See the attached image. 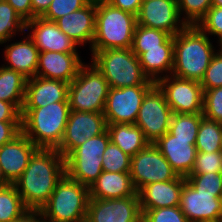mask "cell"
Returning <instances> with one entry per match:
<instances>
[{
    "label": "cell",
    "mask_w": 222,
    "mask_h": 222,
    "mask_svg": "<svg viewBox=\"0 0 222 222\" xmlns=\"http://www.w3.org/2000/svg\"><path fill=\"white\" fill-rule=\"evenodd\" d=\"M21 133V122L0 121V147Z\"/></svg>",
    "instance_id": "44"
},
{
    "label": "cell",
    "mask_w": 222,
    "mask_h": 222,
    "mask_svg": "<svg viewBox=\"0 0 222 222\" xmlns=\"http://www.w3.org/2000/svg\"><path fill=\"white\" fill-rule=\"evenodd\" d=\"M70 111L69 102L23 107L21 132L38 148L57 149L63 140Z\"/></svg>",
    "instance_id": "3"
},
{
    "label": "cell",
    "mask_w": 222,
    "mask_h": 222,
    "mask_svg": "<svg viewBox=\"0 0 222 222\" xmlns=\"http://www.w3.org/2000/svg\"><path fill=\"white\" fill-rule=\"evenodd\" d=\"M172 113L202 114L204 91L200 82L168 75L156 82Z\"/></svg>",
    "instance_id": "10"
},
{
    "label": "cell",
    "mask_w": 222,
    "mask_h": 222,
    "mask_svg": "<svg viewBox=\"0 0 222 222\" xmlns=\"http://www.w3.org/2000/svg\"><path fill=\"white\" fill-rule=\"evenodd\" d=\"M65 174V158L57 149L38 148L13 184L24 205L30 211H39Z\"/></svg>",
    "instance_id": "1"
},
{
    "label": "cell",
    "mask_w": 222,
    "mask_h": 222,
    "mask_svg": "<svg viewBox=\"0 0 222 222\" xmlns=\"http://www.w3.org/2000/svg\"><path fill=\"white\" fill-rule=\"evenodd\" d=\"M38 222H45V221L41 218V216L39 215V212H38Z\"/></svg>",
    "instance_id": "52"
},
{
    "label": "cell",
    "mask_w": 222,
    "mask_h": 222,
    "mask_svg": "<svg viewBox=\"0 0 222 222\" xmlns=\"http://www.w3.org/2000/svg\"><path fill=\"white\" fill-rule=\"evenodd\" d=\"M172 35L168 32L136 25L131 50L138 57L145 49L160 48Z\"/></svg>",
    "instance_id": "31"
},
{
    "label": "cell",
    "mask_w": 222,
    "mask_h": 222,
    "mask_svg": "<svg viewBox=\"0 0 222 222\" xmlns=\"http://www.w3.org/2000/svg\"><path fill=\"white\" fill-rule=\"evenodd\" d=\"M195 146L197 152L222 151V123L203 117L198 129Z\"/></svg>",
    "instance_id": "30"
},
{
    "label": "cell",
    "mask_w": 222,
    "mask_h": 222,
    "mask_svg": "<svg viewBox=\"0 0 222 222\" xmlns=\"http://www.w3.org/2000/svg\"><path fill=\"white\" fill-rule=\"evenodd\" d=\"M186 179L177 176L171 181L147 184L138 191L141 209H156L179 206Z\"/></svg>",
    "instance_id": "21"
},
{
    "label": "cell",
    "mask_w": 222,
    "mask_h": 222,
    "mask_svg": "<svg viewBox=\"0 0 222 222\" xmlns=\"http://www.w3.org/2000/svg\"><path fill=\"white\" fill-rule=\"evenodd\" d=\"M90 1L91 0H53L47 11L41 17L49 21H56L64 15L81 9Z\"/></svg>",
    "instance_id": "41"
},
{
    "label": "cell",
    "mask_w": 222,
    "mask_h": 222,
    "mask_svg": "<svg viewBox=\"0 0 222 222\" xmlns=\"http://www.w3.org/2000/svg\"><path fill=\"white\" fill-rule=\"evenodd\" d=\"M136 25L135 15L96 0L95 33L89 50L131 48Z\"/></svg>",
    "instance_id": "4"
},
{
    "label": "cell",
    "mask_w": 222,
    "mask_h": 222,
    "mask_svg": "<svg viewBox=\"0 0 222 222\" xmlns=\"http://www.w3.org/2000/svg\"><path fill=\"white\" fill-rule=\"evenodd\" d=\"M25 31L26 21L6 0H0V45Z\"/></svg>",
    "instance_id": "32"
},
{
    "label": "cell",
    "mask_w": 222,
    "mask_h": 222,
    "mask_svg": "<svg viewBox=\"0 0 222 222\" xmlns=\"http://www.w3.org/2000/svg\"><path fill=\"white\" fill-rule=\"evenodd\" d=\"M32 30L28 36L33 40L39 52L78 53L77 43L63 33L55 21L42 17L26 21V31Z\"/></svg>",
    "instance_id": "16"
},
{
    "label": "cell",
    "mask_w": 222,
    "mask_h": 222,
    "mask_svg": "<svg viewBox=\"0 0 222 222\" xmlns=\"http://www.w3.org/2000/svg\"><path fill=\"white\" fill-rule=\"evenodd\" d=\"M103 157H66L65 172L72 180L90 187L102 173Z\"/></svg>",
    "instance_id": "27"
},
{
    "label": "cell",
    "mask_w": 222,
    "mask_h": 222,
    "mask_svg": "<svg viewBox=\"0 0 222 222\" xmlns=\"http://www.w3.org/2000/svg\"><path fill=\"white\" fill-rule=\"evenodd\" d=\"M222 173V151L197 152L190 174Z\"/></svg>",
    "instance_id": "39"
},
{
    "label": "cell",
    "mask_w": 222,
    "mask_h": 222,
    "mask_svg": "<svg viewBox=\"0 0 222 222\" xmlns=\"http://www.w3.org/2000/svg\"><path fill=\"white\" fill-rule=\"evenodd\" d=\"M110 141L130 157L143 150L149 142L135 124H107Z\"/></svg>",
    "instance_id": "26"
},
{
    "label": "cell",
    "mask_w": 222,
    "mask_h": 222,
    "mask_svg": "<svg viewBox=\"0 0 222 222\" xmlns=\"http://www.w3.org/2000/svg\"><path fill=\"white\" fill-rule=\"evenodd\" d=\"M91 54V63L103 74L109 87L156 85L143 73L139 58L131 48L91 51Z\"/></svg>",
    "instance_id": "6"
},
{
    "label": "cell",
    "mask_w": 222,
    "mask_h": 222,
    "mask_svg": "<svg viewBox=\"0 0 222 222\" xmlns=\"http://www.w3.org/2000/svg\"><path fill=\"white\" fill-rule=\"evenodd\" d=\"M173 52L174 36L165 44L160 45V48L145 49V52L138 57L143 73L155 83L159 79L171 75Z\"/></svg>",
    "instance_id": "25"
},
{
    "label": "cell",
    "mask_w": 222,
    "mask_h": 222,
    "mask_svg": "<svg viewBox=\"0 0 222 222\" xmlns=\"http://www.w3.org/2000/svg\"><path fill=\"white\" fill-rule=\"evenodd\" d=\"M115 8L129 12L135 16L139 13L142 0H105Z\"/></svg>",
    "instance_id": "47"
},
{
    "label": "cell",
    "mask_w": 222,
    "mask_h": 222,
    "mask_svg": "<svg viewBox=\"0 0 222 222\" xmlns=\"http://www.w3.org/2000/svg\"><path fill=\"white\" fill-rule=\"evenodd\" d=\"M14 222H38V211H30L22 219Z\"/></svg>",
    "instance_id": "49"
},
{
    "label": "cell",
    "mask_w": 222,
    "mask_h": 222,
    "mask_svg": "<svg viewBox=\"0 0 222 222\" xmlns=\"http://www.w3.org/2000/svg\"><path fill=\"white\" fill-rule=\"evenodd\" d=\"M178 12L187 25H197L212 7V0H177Z\"/></svg>",
    "instance_id": "35"
},
{
    "label": "cell",
    "mask_w": 222,
    "mask_h": 222,
    "mask_svg": "<svg viewBox=\"0 0 222 222\" xmlns=\"http://www.w3.org/2000/svg\"><path fill=\"white\" fill-rule=\"evenodd\" d=\"M203 91L222 87V51L217 50L200 82Z\"/></svg>",
    "instance_id": "42"
},
{
    "label": "cell",
    "mask_w": 222,
    "mask_h": 222,
    "mask_svg": "<svg viewBox=\"0 0 222 222\" xmlns=\"http://www.w3.org/2000/svg\"><path fill=\"white\" fill-rule=\"evenodd\" d=\"M96 18V0H91L86 6L57 19L59 29L69 38L84 46L89 43L90 49L94 40Z\"/></svg>",
    "instance_id": "18"
},
{
    "label": "cell",
    "mask_w": 222,
    "mask_h": 222,
    "mask_svg": "<svg viewBox=\"0 0 222 222\" xmlns=\"http://www.w3.org/2000/svg\"><path fill=\"white\" fill-rule=\"evenodd\" d=\"M68 86L62 80L39 76L28 79L23 107H44L55 102H68Z\"/></svg>",
    "instance_id": "22"
},
{
    "label": "cell",
    "mask_w": 222,
    "mask_h": 222,
    "mask_svg": "<svg viewBox=\"0 0 222 222\" xmlns=\"http://www.w3.org/2000/svg\"><path fill=\"white\" fill-rule=\"evenodd\" d=\"M52 1L53 0H31L33 19L35 17H41L47 11Z\"/></svg>",
    "instance_id": "48"
},
{
    "label": "cell",
    "mask_w": 222,
    "mask_h": 222,
    "mask_svg": "<svg viewBox=\"0 0 222 222\" xmlns=\"http://www.w3.org/2000/svg\"><path fill=\"white\" fill-rule=\"evenodd\" d=\"M107 129L103 113L71 110L63 140L57 150L66 158L87 139L102 134Z\"/></svg>",
    "instance_id": "12"
},
{
    "label": "cell",
    "mask_w": 222,
    "mask_h": 222,
    "mask_svg": "<svg viewBox=\"0 0 222 222\" xmlns=\"http://www.w3.org/2000/svg\"><path fill=\"white\" fill-rule=\"evenodd\" d=\"M89 200V187L65 174L38 212L45 222H85Z\"/></svg>",
    "instance_id": "5"
},
{
    "label": "cell",
    "mask_w": 222,
    "mask_h": 222,
    "mask_svg": "<svg viewBox=\"0 0 222 222\" xmlns=\"http://www.w3.org/2000/svg\"><path fill=\"white\" fill-rule=\"evenodd\" d=\"M85 222H142L139 196L90 199Z\"/></svg>",
    "instance_id": "13"
},
{
    "label": "cell",
    "mask_w": 222,
    "mask_h": 222,
    "mask_svg": "<svg viewBox=\"0 0 222 222\" xmlns=\"http://www.w3.org/2000/svg\"><path fill=\"white\" fill-rule=\"evenodd\" d=\"M203 117L222 123V87L204 91Z\"/></svg>",
    "instance_id": "40"
},
{
    "label": "cell",
    "mask_w": 222,
    "mask_h": 222,
    "mask_svg": "<svg viewBox=\"0 0 222 222\" xmlns=\"http://www.w3.org/2000/svg\"><path fill=\"white\" fill-rule=\"evenodd\" d=\"M212 7H222V0H212Z\"/></svg>",
    "instance_id": "51"
},
{
    "label": "cell",
    "mask_w": 222,
    "mask_h": 222,
    "mask_svg": "<svg viewBox=\"0 0 222 222\" xmlns=\"http://www.w3.org/2000/svg\"><path fill=\"white\" fill-rule=\"evenodd\" d=\"M4 57L7 65L3 66L13 69L27 79L36 76L38 68L39 51L33 40L27 35L24 40L10 43L5 47Z\"/></svg>",
    "instance_id": "24"
},
{
    "label": "cell",
    "mask_w": 222,
    "mask_h": 222,
    "mask_svg": "<svg viewBox=\"0 0 222 222\" xmlns=\"http://www.w3.org/2000/svg\"><path fill=\"white\" fill-rule=\"evenodd\" d=\"M38 147L22 132L0 147V166L5 179L13 184L23 173Z\"/></svg>",
    "instance_id": "17"
},
{
    "label": "cell",
    "mask_w": 222,
    "mask_h": 222,
    "mask_svg": "<svg viewBox=\"0 0 222 222\" xmlns=\"http://www.w3.org/2000/svg\"><path fill=\"white\" fill-rule=\"evenodd\" d=\"M10 183L5 179L2 170H1V166H0V187H4L9 185Z\"/></svg>",
    "instance_id": "50"
},
{
    "label": "cell",
    "mask_w": 222,
    "mask_h": 222,
    "mask_svg": "<svg viewBox=\"0 0 222 222\" xmlns=\"http://www.w3.org/2000/svg\"><path fill=\"white\" fill-rule=\"evenodd\" d=\"M90 199H118L139 196L130 172H105L89 187Z\"/></svg>",
    "instance_id": "23"
},
{
    "label": "cell",
    "mask_w": 222,
    "mask_h": 222,
    "mask_svg": "<svg viewBox=\"0 0 222 222\" xmlns=\"http://www.w3.org/2000/svg\"><path fill=\"white\" fill-rule=\"evenodd\" d=\"M218 46H220V50L222 51V40L219 42V45Z\"/></svg>",
    "instance_id": "53"
},
{
    "label": "cell",
    "mask_w": 222,
    "mask_h": 222,
    "mask_svg": "<svg viewBox=\"0 0 222 222\" xmlns=\"http://www.w3.org/2000/svg\"><path fill=\"white\" fill-rule=\"evenodd\" d=\"M79 53L39 52L36 76L70 84L84 64Z\"/></svg>",
    "instance_id": "19"
},
{
    "label": "cell",
    "mask_w": 222,
    "mask_h": 222,
    "mask_svg": "<svg viewBox=\"0 0 222 222\" xmlns=\"http://www.w3.org/2000/svg\"><path fill=\"white\" fill-rule=\"evenodd\" d=\"M154 86L110 87L103 111L106 123L135 124L143 99Z\"/></svg>",
    "instance_id": "8"
},
{
    "label": "cell",
    "mask_w": 222,
    "mask_h": 222,
    "mask_svg": "<svg viewBox=\"0 0 222 222\" xmlns=\"http://www.w3.org/2000/svg\"><path fill=\"white\" fill-rule=\"evenodd\" d=\"M109 142L110 136L106 129L102 134L87 139L86 142L75 148L67 157H103Z\"/></svg>",
    "instance_id": "37"
},
{
    "label": "cell",
    "mask_w": 222,
    "mask_h": 222,
    "mask_svg": "<svg viewBox=\"0 0 222 222\" xmlns=\"http://www.w3.org/2000/svg\"><path fill=\"white\" fill-rule=\"evenodd\" d=\"M131 157L111 141L103 154L102 169L105 172H130Z\"/></svg>",
    "instance_id": "34"
},
{
    "label": "cell",
    "mask_w": 222,
    "mask_h": 222,
    "mask_svg": "<svg viewBox=\"0 0 222 222\" xmlns=\"http://www.w3.org/2000/svg\"><path fill=\"white\" fill-rule=\"evenodd\" d=\"M209 36L197 25H187L174 36L173 76L201 82L216 53Z\"/></svg>",
    "instance_id": "2"
},
{
    "label": "cell",
    "mask_w": 222,
    "mask_h": 222,
    "mask_svg": "<svg viewBox=\"0 0 222 222\" xmlns=\"http://www.w3.org/2000/svg\"><path fill=\"white\" fill-rule=\"evenodd\" d=\"M185 179L197 192L222 198V173L189 174Z\"/></svg>",
    "instance_id": "36"
},
{
    "label": "cell",
    "mask_w": 222,
    "mask_h": 222,
    "mask_svg": "<svg viewBox=\"0 0 222 222\" xmlns=\"http://www.w3.org/2000/svg\"><path fill=\"white\" fill-rule=\"evenodd\" d=\"M136 19L138 25L162 30L172 36H175L187 26L179 15L177 0L144 1Z\"/></svg>",
    "instance_id": "14"
},
{
    "label": "cell",
    "mask_w": 222,
    "mask_h": 222,
    "mask_svg": "<svg viewBox=\"0 0 222 222\" xmlns=\"http://www.w3.org/2000/svg\"><path fill=\"white\" fill-rule=\"evenodd\" d=\"M197 26L208 36H217L219 43L222 40V7H211Z\"/></svg>",
    "instance_id": "43"
},
{
    "label": "cell",
    "mask_w": 222,
    "mask_h": 222,
    "mask_svg": "<svg viewBox=\"0 0 222 222\" xmlns=\"http://www.w3.org/2000/svg\"><path fill=\"white\" fill-rule=\"evenodd\" d=\"M172 114L165 94L155 85L145 95L135 125L149 143H155L169 131Z\"/></svg>",
    "instance_id": "9"
},
{
    "label": "cell",
    "mask_w": 222,
    "mask_h": 222,
    "mask_svg": "<svg viewBox=\"0 0 222 222\" xmlns=\"http://www.w3.org/2000/svg\"><path fill=\"white\" fill-rule=\"evenodd\" d=\"M27 78L13 69L0 66V100L13 103L20 111L23 108Z\"/></svg>",
    "instance_id": "28"
},
{
    "label": "cell",
    "mask_w": 222,
    "mask_h": 222,
    "mask_svg": "<svg viewBox=\"0 0 222 222\" xmlns=\"http://www.w3.org/2000/svg\"><path fill=\"white\" fill-rule=\"evenodd\" d=\"M179 207L189 222H222V198L197 192L187 181L181 191Z\"/></svg>",
    "instance_id": "15"
},
{
    "label": "cell",
    "mask_w": 222,
    "mask_h": 222,
    "mask_svg": "<svg viewBox=\"0 0 222 222\" xmlns=\"http://www.w3.org/2000/svg\"><path fill=\"white\" fill-rule=\"evenodd\" d=\"M130 176L139 191L147 184L171 181L178 175L154 143H149L131 157Z\"/></svg>",
    "instance_id": "11"
},
{
    "label": "cell",
    "mask_w": 222,
    "mask_h": 222,
    "mask_svg": "<svg viewBox=\"0 0 222 222\" xmlns=\"http://www.w3.org/2000/svg\"><path fill=\"white\" fill-rule=\"evenodd\" d=\"M29 212L14 184L0 187V222L18 221Z\"/></svg>",
    "instance_id": "29"
},
{
    "label": "cell",
    "mask_w": 222,
    "mask_h": 222,
    "mask_svg": "<svg viewBox=\"0 0 222 222\" xmlns=\"http://www.w3.org/2000/svg\"><path fill=\"white\" fill-rule=\"evenodd\" d=\"M14 10L25 20L33 19L31 0H6Z\"/></svg>",
    "instance_id": "46"
},
{
    "label": "cell",
    "mask_w": 222,
    "mask_h": 222,
    "mask_svg": "<svg viewBox=\"0 0 222 222\" xmlns=\"http://www.w3.org/2000/svg\"><path fill=\"white\" fill-rule=\"evenodd\" d=\"M142 222H189L179 206L141 209Z\"/></svg>",
    "instance_id": "38"
},
{
    "label": "cell",
    "mask_w": 222,
    "mask_h": 222,
    "mask_svg": "<svg viewBox=\"0 0 222 222\" xmlns=\"http://www.w3.org/2000/svg\"><path fill=\"white\" fill-rule=\"evenodd\" d=\"M0 121L21 122V111L13 103L0 100Z\"/></svg>",
    "instance_id": "45"
},
{
    "label": "cell",
    "mask_w": 222,
    "mask_h": 222,
    "mask_svg": "<svg viewBox=\"0 0 222 222\" xmlns=\"http://www.w3.org/2000/svg\"><path fill=\"white\" fill-rule=\"evenodd\" d=\"M203 114L173 113L169 133L175 139L196 140Z\"/></svg>",
    "instance_id": "33"
},
{
    "label": "cell",
    "mask_w": 222,
    "mask_h": 222,
    "mask_svg": "<svg viewBox=\"0 0 222 222\" xmlns=\"http://www.w3.org/2000/svg\"><path fill=\"white\" fill-rule=\"evenodd\" d=\"M195 144L196 140L175 139L169 132L154 143L177 175L183 177L193 169L197 153Z\"/></svg>",
    "instance_id": "20"
},
{
    "label": "cell",
    "mask_w": 222,
    "mask_h": 222,
    "mask_svg": "<svg viewBox=\"0 0 222 222\" xmlns=\"http://www.w3.org/2000/svg\"><path fill=\"white\" fill-rule=\"evenodd\" d=\"M109 85L94 64H83L68 86L70 109L81 112L103 113Z\"/></svg>",
    "instance_id": "7"
}]
</instances>
